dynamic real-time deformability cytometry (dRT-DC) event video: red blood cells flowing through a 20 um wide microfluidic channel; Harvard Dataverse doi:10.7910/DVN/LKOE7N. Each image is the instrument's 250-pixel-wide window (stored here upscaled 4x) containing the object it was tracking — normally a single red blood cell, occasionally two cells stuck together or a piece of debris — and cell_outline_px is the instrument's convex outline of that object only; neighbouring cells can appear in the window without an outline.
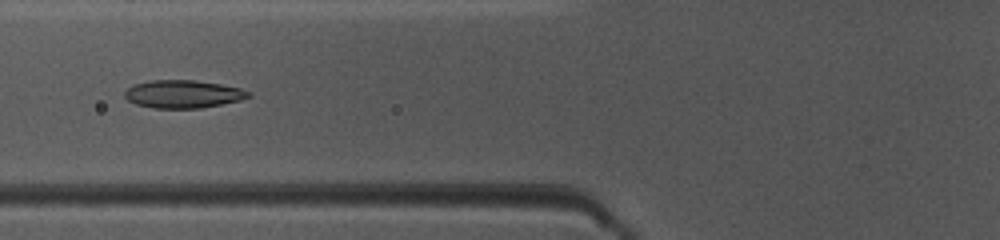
{"species": "common noctule bat (a hibernating species)", "species_latin": "Nyctalus noctula", "temperature_condition": "warm", "stored_images_in_passage": 49, "camera_frame_rate_fps": 3000, "um_per_image_px": 0.085, "animal": {"sex": "female", "body_mass_g": 10.0, "forearm_length_mm": 53.1}, "frame": {"image": 1, "passage_image": 20, "time_ms": 6.333, "image_size_px": [1000, 240], "cell_outline_px": [[252, 96], [240, 100], [200, 108], [156, 108], [136, 104], [128, 100], [124, 96], [124, 92], [132, 84], [152, 80], [192, 80], [220, 84], [240, 88], [248, 92]], "centroid_in_image_um": [15.53, 7.99], "position_along_channel_um": 110.3, "area_um2": 19.94}}
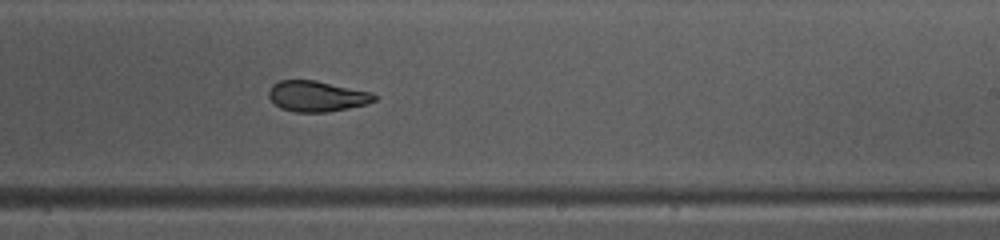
{"frame": {"image": 2, "passage_image": 31, "time_ms": 10.0, "image_size_px": [1000, 240], "cell_outline_px": [[376, 100], [368, 104], [328, 112], [296, 112], [280, 108], [268, 96], [268, 88], [272, 84], [280, 80], [316, 80], [372, 92], [376, 96]], "centroid_in_image_um": [26.93, 8.17], "position_along_channel_um": 262.1, "area_um2": 19.02}}
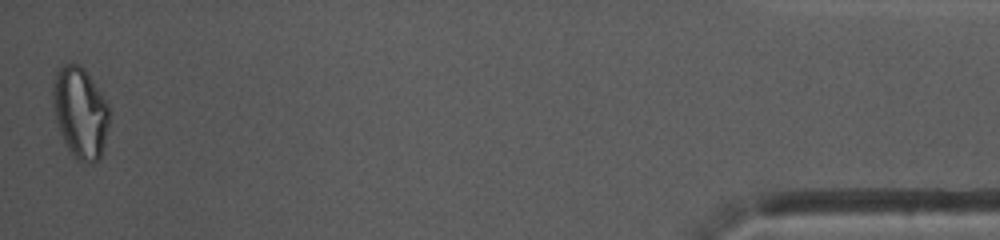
{"frame": {"image": 3, "passage_image": 49, "time_ms": 16.0, "image_size_px": [1000, 240], "cell_outline_px": [[112, 112], [100, 160], [92, 164], [84, 164], [76, 160], [68, 148], [60, 132], [52, 104], [52, 84], [56, 68], [64, 64], [80, 64], [84, 68], [108, 104]], "centroid_in_image_um": [6.83, 9.58], "position_along_channel_um": 428.4, "area_um2": 30.46}, "authors_computed_cell_mechanics": {"area_um2": 20.4612, "velocity_mm_per_s": 4.1383, "shape_relaxation_time_tau1_ms": 6.1122, "shape_relaxation_time_tau2_ms": 2.3538, "deformation_change_tau1": 0.1646, "deformation_change_tau2": 0.0612}}